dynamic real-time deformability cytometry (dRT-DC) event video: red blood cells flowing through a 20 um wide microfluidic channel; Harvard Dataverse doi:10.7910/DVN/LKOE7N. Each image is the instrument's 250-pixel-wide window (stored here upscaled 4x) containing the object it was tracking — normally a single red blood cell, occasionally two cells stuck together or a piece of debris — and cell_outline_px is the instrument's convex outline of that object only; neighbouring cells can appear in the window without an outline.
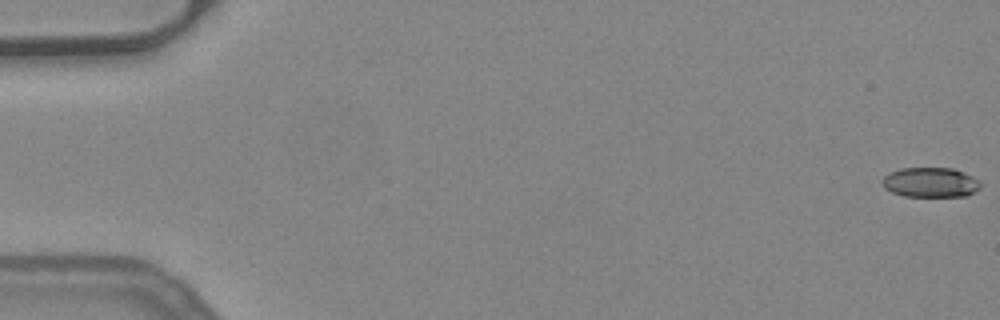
{"species": "common noctule bat (a hibernating species)", "species_latin": "Nyctalus noctula", "temperature_condition": "warm", "stored_images_in_passage": 10, "camera_frame_rate_fps": 3000, "um_per_image_px": 0.085, "animal": {"sex": "female", "body_mass_g": 24.6, "forearm_length_mm": 56.2}, "frame": {"image": 1, "passage_image": 1, "time_ms": 0.0, "image_size_px": [1000, 320], "cell_outline_px": [[980, 188], [968, 196], [904, 196], [892, 192], [884, 188], [880, 180], [888, 172], [900, 168], [952, 168], [964, 172], [972, 176], [980, 184]], "centroid_in_image_um": [79.04, 15.5], "position_along_channel_um": 6.0, "area_um2": 17.17}}